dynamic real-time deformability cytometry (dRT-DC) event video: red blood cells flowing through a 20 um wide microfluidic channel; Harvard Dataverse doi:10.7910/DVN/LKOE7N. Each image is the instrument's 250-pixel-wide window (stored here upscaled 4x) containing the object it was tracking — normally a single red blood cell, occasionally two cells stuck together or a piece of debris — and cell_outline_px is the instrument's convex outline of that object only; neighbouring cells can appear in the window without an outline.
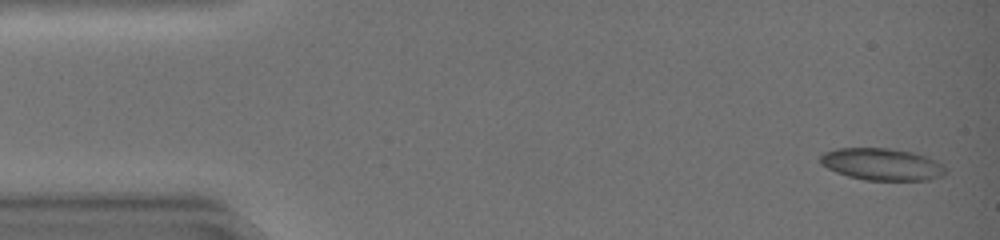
{"species": "common noctule bat (a hibernating species)", "species_latin": "Nyctalus noctula", "temperature_condition": "warm", "stored_images_in_passage": 46, "camera_frame_rate_fps": 3000, "um_per_image_px": 0.085, "animal": {"sex": "female", "body_mass_g": 19.0, "forearm_length_mm": 51.5}, "frame": {"image": 1, "passage_image": 2, "time_ms": 0.333, "image_size_px": [1000, 240], "cell_outline_px": [[948, 172], [944, 176], [928, 180], [864, 180], [848, 176], [836, 172], [820, 164], [820, 156], [824, 152], [840, 148], [888, 148], [912, 152], [924, 156], [944, 164], [948, 168]], "centroid_in_image_um": [75.0, 13.97], "position_along_channel_um": 10.0, "area_um2": 23.52}}
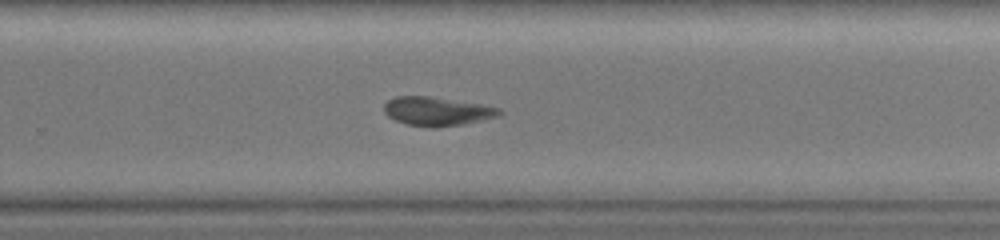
{"frame": {"image": 2, "passage_image": 31, "time_ms": 10.0, "image_size_px": [1000, 240], "cell_outline_px": [[504, 112], [496, 116], [464, 124], [436, 128], [432, 128], [408, 124], [396, 120], [388, 116], [384, 112], [384, 104], [388, 100], [396, 96], [428, 96], [480, 104], [500, 108]], "centroid_in_image_um": [37.13, 9.46], "position_along_channel_um": 292.7, "area_um2": 19.19}}
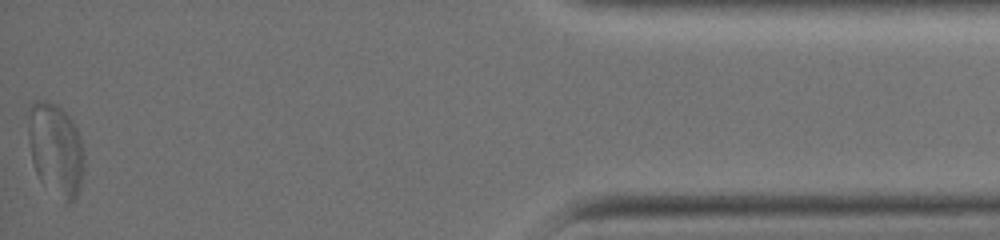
{"frame": {"image": 3, "passage_image": 46, "time_ms": 15.0, "image_size_px": [1000, 240], "cell_outline_px": [[80, 184], [76, 196], [68, 204], [64, 204], [40, 180], [36, 172], [32, 160], [28, 140], [24, 112], [36, 100], [44, 100], [56, 104], [72, 120], [80, 136]], "centroid_in_image_um": [4.62, 12.64], "position_along_channel_um": 430.6, "area_um2": 29.94}, "authors_computed_cell_mechanics": {"area_um2": 20.0566, "velocity_mm_per_s": 4.1705, "shape_relaxation_time_tau1_ms": 4.5089, "shape_relaxation_time_tau2_ms": 1.9369, "deformation_change_tau1": 0.1432, "deformation_change_tau2": 0.0635}}